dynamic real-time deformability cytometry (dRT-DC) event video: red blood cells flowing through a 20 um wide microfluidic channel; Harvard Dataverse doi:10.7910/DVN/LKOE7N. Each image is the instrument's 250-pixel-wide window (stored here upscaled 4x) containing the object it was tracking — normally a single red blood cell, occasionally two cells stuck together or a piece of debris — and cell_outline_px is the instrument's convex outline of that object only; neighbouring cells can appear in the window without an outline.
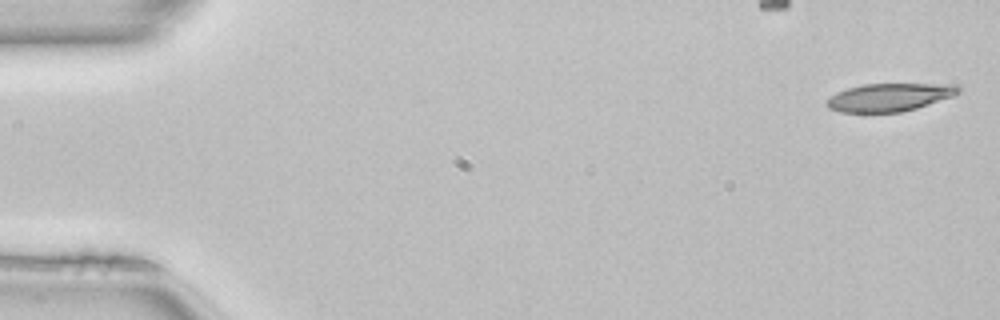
{"species": "common noctule bat (a hibernating species)", "species_latin": "Nyctalus noctula", "temperature_condition": "room temperature", "stored_images_in_passage": 50, "camera_frame_rate_fps": 3000, "um_per_image_px": 0.085, "animal": {"sex": "female", "body_mass_g": 22.7, "forearm_length_mm": 54.2}, "frame": {"image": 1, "passage_image": 1, "time_ms": 0.0, "image_size_px": [1000, 320], "cell_outline_px": [[960, 92], [952, 96], [916, 108], [900, 112], [840, 112], [828, 108], [824, 104], [836, 92], [848, 88], [864, 84], [956, 84], [960, 88]], "centroid_in_image_um": [75.58, 8.26], "position_along_channel_um": 9.4, "area_um2": 21.27}}
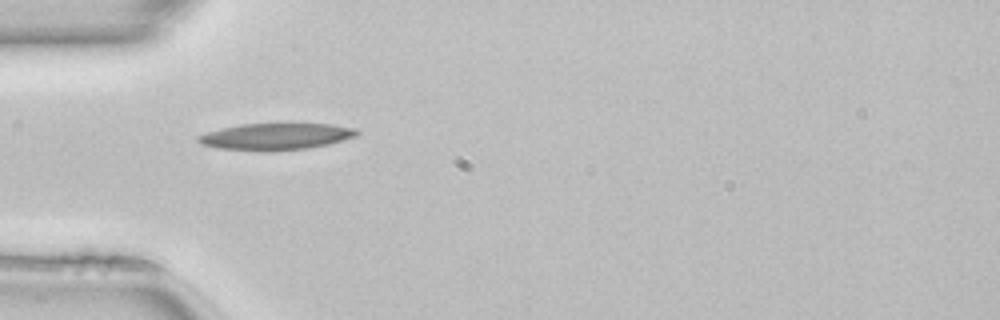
{"frame": {"image": 2, "passage_image": 15, "time_ms": 4.667, "image_size_px": [1000, 320], "cell_outline_px": [[360, 132], [356, 136], [328, 144], [308, 148], [272, 152], [264, 152], [216, 148], [200, 144], [196, 140], [196, 136], [208, 132], [240, 124], [288, 120], [292, 120], [332, 124], [356, 128]], "centroid_in_image_um": [23.48, 11.56], "position_along_channel_um": 61.5, "area_um2": 26.24}}
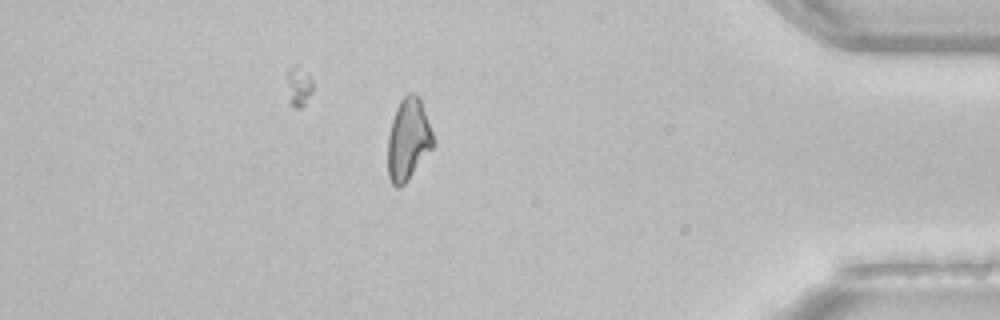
{"frame": {"image": 3, "passage_image": 43, "time_ms": 14.0, "image_size_px": [1000, 320], "cell_outline_px": [[436, 140], [432, 148], [408, 180], [400, 188], [396, 188], [392, 184], [388, 176], [388, 136], [392, 120], [396, 108], [400, 100], [408, 92], [412, 92], [420, 96]], "centroid_in_image_um": [34.72, 11.83], "position_along_channel_um": 400.5, "area_um2": 21.96}, "authors_computed_cell_mechanics": {"area_um2": 22.7443, "velocity_mm_per_s": 4.0824, "shape_relaxation_time_tau1_ms": 8.7166, "shape_relaxation_time_tau2_ms": null, "deformation_change_tau1": 0.216, "deformation_change_tau2": null}}